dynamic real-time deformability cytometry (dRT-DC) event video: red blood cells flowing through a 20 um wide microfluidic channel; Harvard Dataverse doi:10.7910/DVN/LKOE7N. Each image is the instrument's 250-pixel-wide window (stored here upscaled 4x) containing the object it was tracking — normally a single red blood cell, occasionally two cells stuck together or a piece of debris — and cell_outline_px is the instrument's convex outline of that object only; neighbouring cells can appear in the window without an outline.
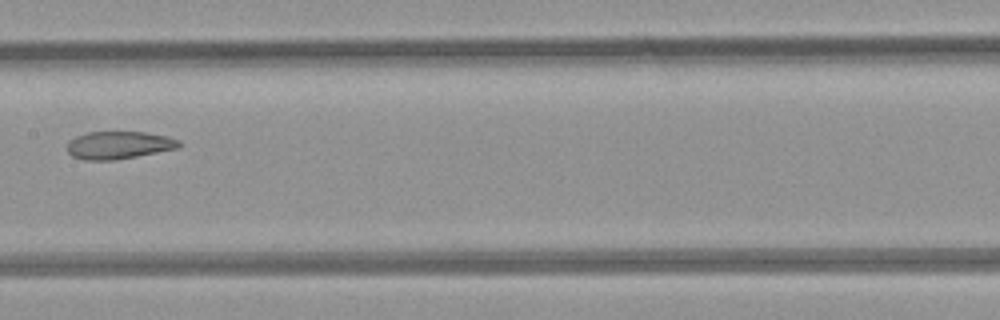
{"species": "common noctule bat (a hibernating species)", "species_latin": "Nyctalus noctula", "temperature_condition": "room temperature", "stored_images_in_passage": 6, "camera_frame_rate_fps": 3000, "um_per_image_px": 0.085, "animal": {"sex": "female", "body_mass_g": 21.9}, "frame": {"image": 1, "passage_image": 5, "time_ms": 4.333, "image_size_px": [1000, 320], "cell_outline_px": [[184, 144], [180, 148], [136, 156], [112, 160], [84, 160], [72, 156], [68, 152], [68, 140], [76, 136], [88, 132], [144, 132], [168, 136], [180, 140]], "centroid_in_image_um": [10.14, 12.33], "position_along_channel_um": 197.3, "area_um2": 18.15}}
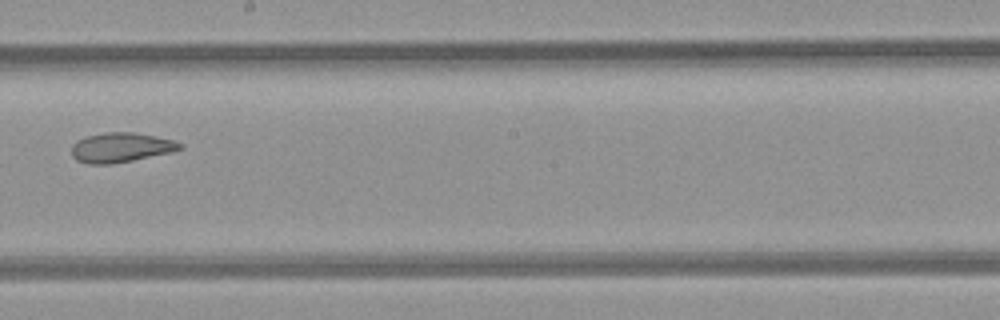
{"frame": {"image": 2, "passage_image": 6, "time_ms": 5.333, "image_size_px": [1000, 320], "cell_outline_px": [[184, 148], [172, 152], [112, 164], [88, 164], [76, 160], [72, 156], [72, 144], [76, 140], [88, 136], [104, 132], [132, 132], [156, 136], [172, 140], [184, 144]], "centroid_in_image_um": [10.27, 12.53], "position_along_channel_um": 237.9, "area_um2": 18.79}}